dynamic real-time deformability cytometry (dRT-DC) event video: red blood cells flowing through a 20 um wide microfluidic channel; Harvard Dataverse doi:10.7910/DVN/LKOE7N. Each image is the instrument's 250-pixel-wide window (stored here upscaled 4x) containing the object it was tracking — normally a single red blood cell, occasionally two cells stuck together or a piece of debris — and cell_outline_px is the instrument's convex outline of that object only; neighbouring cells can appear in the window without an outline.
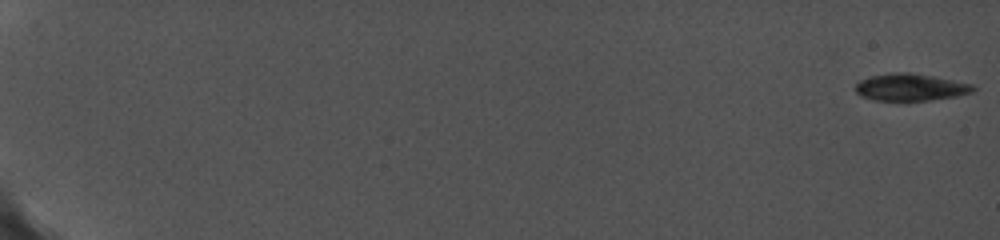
{"species": "common noctule bat (a hibernating species)", "species_latin": "Nyctalus noctula", "temperature_condition": "cold", "stored_images_in_passage": 42, "camera_frame_rate_fps": 5000, "um_per_image_px": 0.085, "animal": {"sex": "female", "body_mass_g": 19.0, "forearm_length_mm": 56.7}, "frame": {"image": 1, "passage_image": 1, "time_ms": 0.0, "image_size_px": [1000, 240], "cell_outline_px": [[976, 88], [972, 92], [956, 96], [928, 100], [876, 100], [860, 96], [856, 92], [856, 84], [860, 80], [872, 76], [892, 72], [912, 72], [936, 76], [972, 84]], "centroid_in_image_um": [77.4, 7.4], "position_along_channel_um": 7.6, "area_um2": 18.55}}
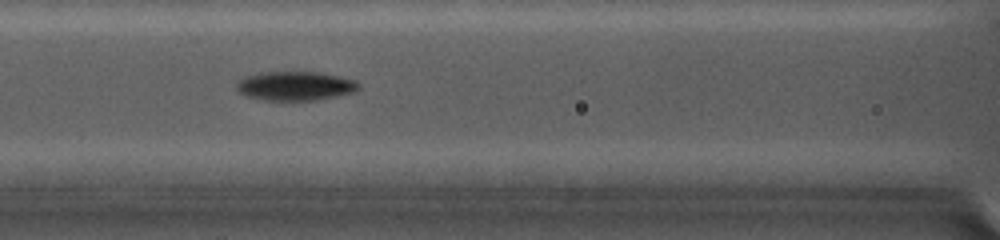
{"frame": {"image": 2, "passage_image": 23, "time_ms": 9.6, "image_size_px": [1000, 240], "cell_outline_px": [[360, 88], [352, 92], [316, 100], [264, 100], [248, 96], [240, 92], [236, 88], [236, 80], [244, 76], [260, 72], [320, 72], [356, 80], [360, 84]], "centroid_in_image_um": [25.07, 7.29], "position_along_channel_um": 141.5, "area_um2": 20.69}}
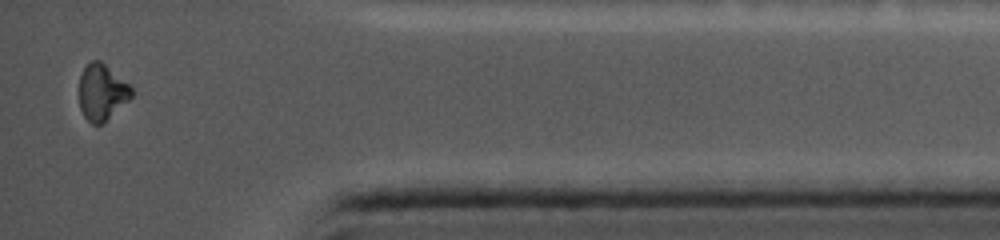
{"frame": {"image": 3, "passage_image": 42, "time_ms": 17.4, "image_size_px": [1000, 240], "cell_outline_px": [[132, 96], [128, 100], [100, 124], [92, 124], [84, 116], [80, 108], [80, 76], [84, 68], [92, 60], [100, 60], [128, 84], [132, 88]], "centroid_in_image_um": [8.64, 7.82], "position_along_channel_um": 426.6, "area_um2": 16.53}}